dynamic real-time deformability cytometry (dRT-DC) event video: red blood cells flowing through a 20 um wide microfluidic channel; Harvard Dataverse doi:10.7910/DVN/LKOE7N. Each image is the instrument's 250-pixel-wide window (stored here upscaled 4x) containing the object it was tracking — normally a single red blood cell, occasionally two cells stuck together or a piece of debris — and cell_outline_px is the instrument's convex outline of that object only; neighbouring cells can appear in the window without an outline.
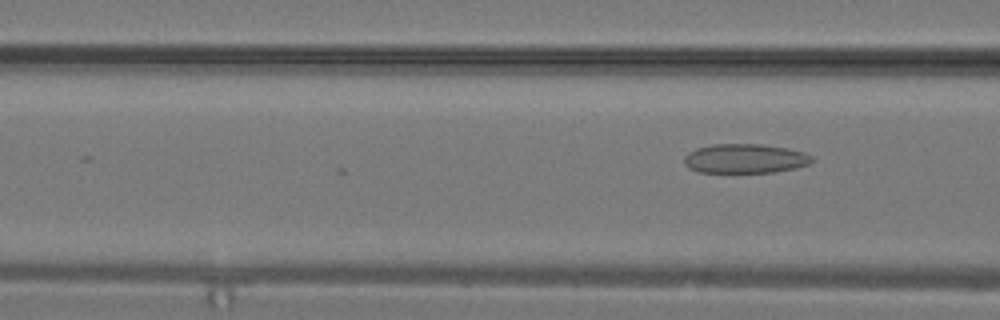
{"species": "common noctule bat (a hibernating species)", "species_latin": "Nyctalus noctula", "temperature_condition": "warm", "stored_images_in_passage": 4, "camera_frame_rate_fps": 3000, "um_per_image_px": 0.085, "animal": {"sex": "male", "body_mass_g": 19.2, "forearm_length_mm": 51.8}, "frame": {"image": 1, "passage_image": 4, "time_ms": 1.0, "image_size_px": [1000, 320], "cell_outline_px": [[816, 160], [808, 164], [792, 168], [772, 172], [700, 172], [688, 168], [684, 164], [684, 156], [688, 152], [696, 148], [712, 144], [760, 144], [788, 148], [804, 152], [812, 156]], "centroid_in_image_um": [63.31, 13.47], "position_along_channel_um": 103.3, "area_um2": 21.85}}